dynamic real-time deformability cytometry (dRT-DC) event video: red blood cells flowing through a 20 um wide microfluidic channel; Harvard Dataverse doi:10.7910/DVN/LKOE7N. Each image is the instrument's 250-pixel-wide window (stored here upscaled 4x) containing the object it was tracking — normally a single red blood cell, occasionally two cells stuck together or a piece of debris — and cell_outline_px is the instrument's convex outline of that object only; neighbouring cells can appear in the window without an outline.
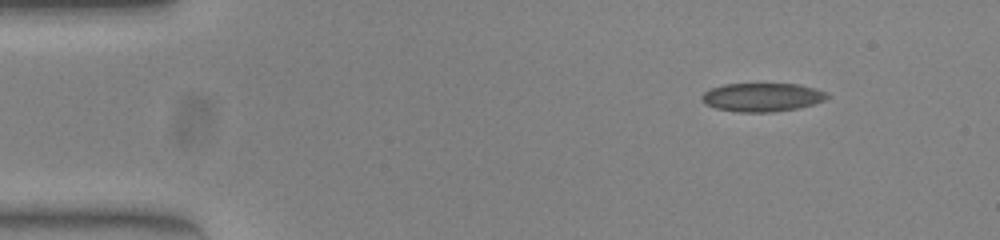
{"species": "common noctule bat (a hibernating species)", "species_latin": "Nyctalus noctula", "temperature_condition": "warm", "stored_images_in_passage": 47, "camera_frame_rate_fps": 3000, "um_per_image_px": 0.085, "animal": {"sex": "female", "body_mass_g": 23.0, "forearm_length_mm": 53.4}, "frame": {"image": 1, "passage_image": 1, "time_ms": 0.0, "image_size_px": [1000, 240], "cell_outline_px": [[828, 96], [824, 100], [812, 104], [796, 108], [772, 112], [736, 112], [716, 108], [704, 104], [700, 100], [700, 96], [704, 92], [712, 88], [724, 84], [800, 84], [816, 88], [828, 92]], "centroid_in_image_um": [64.75, 8.26], "position_along_channel_um": 20.2, "area_um2": 20.92}}
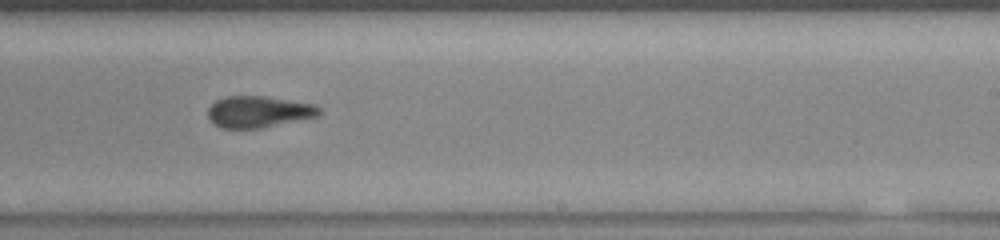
{"frame": {"image": 2, "passage_image": 27, "time_ms": 8.667, "image_size_px": [1000, 240], "cell_outline_px": [[320, 116], [260, 128], [220, 128], [212, 124], [208, 116], [208, 108], [216, 100], [228, 96], [264, 96], [316, 104], [320, 108]], "centroid_in_image_um": [21.98, 9.5], "position_along_channel_um": 267.0, "area_um2": 20.52}}
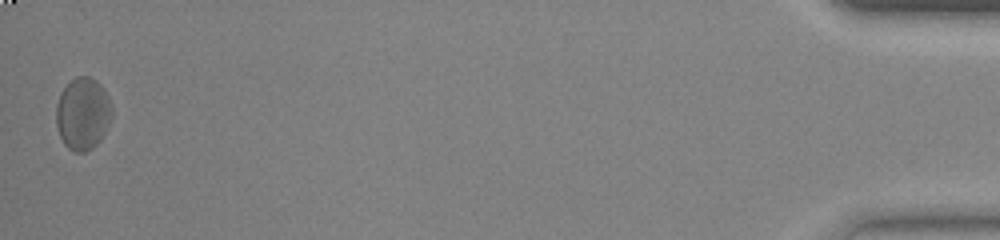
{"frame": {"image": 3, "passage_image": 47, "time_ms": 15.333, "image_size_px": [1000, 240], "cell_outline_px": [[112, 116], [100, 140], [92, 148], [84, 152], [72, 152], [64, 144], [60, 136], [56, 124], [56, 104], [64, 88], [76, 76], [88, 76], [96, 80], [100, 84], [108, 96], [112, 104]], "centroid_in_image_um": [7.04, 9.67], "position_along_channel_um": 428.2, "area_um2": 23.41}, "authors_computed_cell_mechanics": {"area_um2": 21.1548, "velocity_mm_per_s": 3.8599, "shape_relaxation_time_tau1_ms": null, "shape_relaxation_time_tau2_ms": 2.3115, "deformation_change_tau1": null, "deformation_change_tau2": 0.0737}}